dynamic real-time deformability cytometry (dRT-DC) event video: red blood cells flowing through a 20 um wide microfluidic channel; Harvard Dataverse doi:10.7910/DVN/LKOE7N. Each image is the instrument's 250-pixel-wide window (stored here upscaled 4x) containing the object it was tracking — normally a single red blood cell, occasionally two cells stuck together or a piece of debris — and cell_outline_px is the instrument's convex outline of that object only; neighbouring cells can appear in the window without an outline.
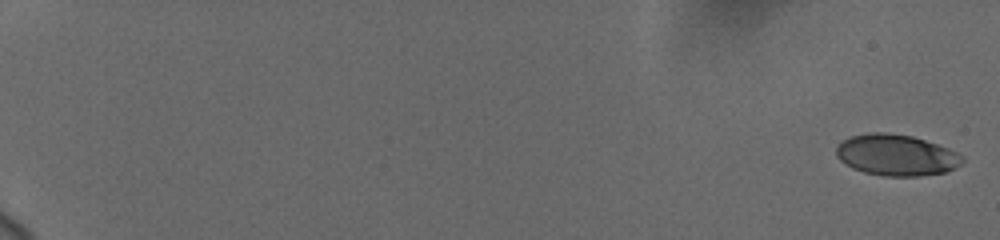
{"species": "human", "species_latin": "Homo sapiens", "temperature_condition": "cold", "stored_images_in_passage": 22, "camera_frame_rate_fps": 3000, "um_per_image_px": 0.085, "donor": {"sex": "female"}, "frame": {"image": 1, "passage_image": 1, "time_ms": 0.0, "image_size_px": [1000, 240], "cell_outline_px": [[964, 160], [956, 168], [944, 172], [920, 176], [884, 176], [864, 172], [852, 168], [840, 160], [836, 156], [836, 148], [844, 140], [852, 136], [868, 132], [888, 132], [912, 136], [948, 148], [964, 156]], "centroid_in_image_um": [76.19, 13.18], "position_along_channel_um": 8.8, "area_um2": 30.23}}
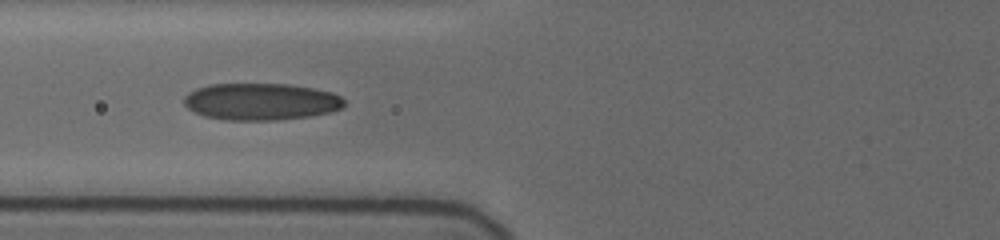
{"frame": {"image": 2, "passage_image": 13, "time_ms": 8.667, "image_size_px": [1000, 240], "cell_outline_px": [[344, 108], [328, 112], [308, 116], [276, 120], [228, 120], [204, 116], [188, 108], [184, 104], [184, 96], [188, 92], [196, 88], [208, 84], [288, 84], [312, 88], [332, 92], [340, 96], [344, 100]], "centroid_in_image_um": [22.16, 8.63], "position_along_channel_um": 103.6, "area_um2": 34.45}}
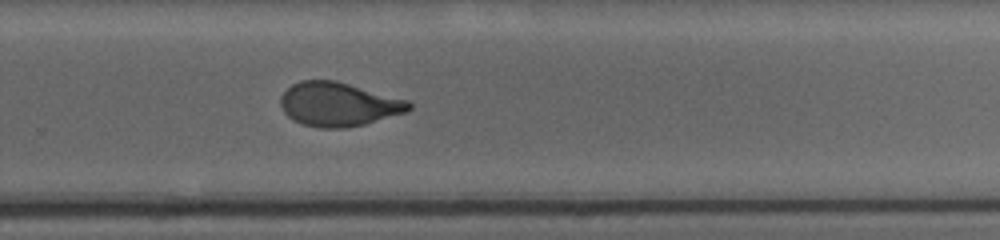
{"frame": {"image": 3, "passage_image": 22, "time_ms": 14.0, "image_size_px": [1000, 240], "cell_outline_px": [[412, 108], [408, 112], [364, 124], [344, 128], [320, 128], [304, 124], [292, 120], [284, 112], [280, 104], [280, 96], [292, 84], [300, 80], [336, 80], [408, 100], [412, 104]], "centroid_in_image_um": [28.78, 8.86], "position_along_channel_um": 301.0, "area_um2": 32.95}}